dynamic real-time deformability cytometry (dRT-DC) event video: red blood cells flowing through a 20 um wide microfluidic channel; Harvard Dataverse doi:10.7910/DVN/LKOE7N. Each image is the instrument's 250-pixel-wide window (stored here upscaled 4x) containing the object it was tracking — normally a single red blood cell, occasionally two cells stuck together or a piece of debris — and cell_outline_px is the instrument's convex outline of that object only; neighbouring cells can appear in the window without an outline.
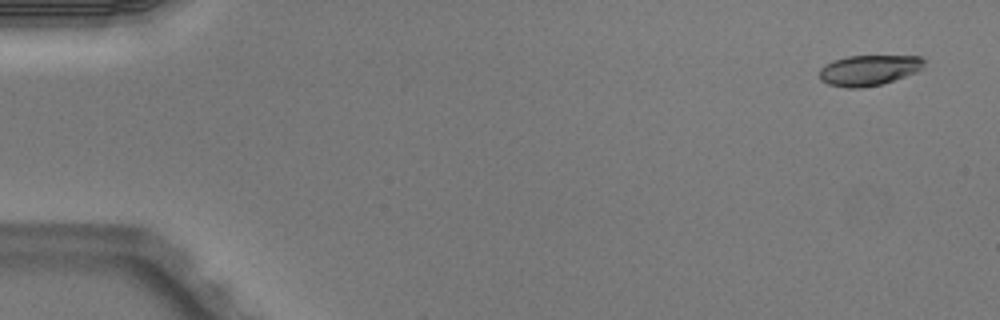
{"species": "Egyptian fruit bat (a non-hibernating species)", "species_latin": "Rousettus aegyptiacus", "temperature_condition": "warm", "stored_images_in_passage": 5, "camera_frame_rate_fps": 3000, "um_per_image_px": 0.085, "animal": {"sex": "male"}, "frame": {"image": 1, "passage_image": 1, "time_ms": 0.0, "image_size_px": [1000, 320], "cell_outline_px": [[924, 68], [916, 72], [880, 84], [860, 88], [848, 88], [828, 84], [820, 80], [820, 68], [824, 64], [832, 60], [848, 56], [920, 56], [924, 60]], "centroid_in_image_um": [73.82, 5.96], "position_along_channel_um": 11.2, "area_um2": 18.55}}
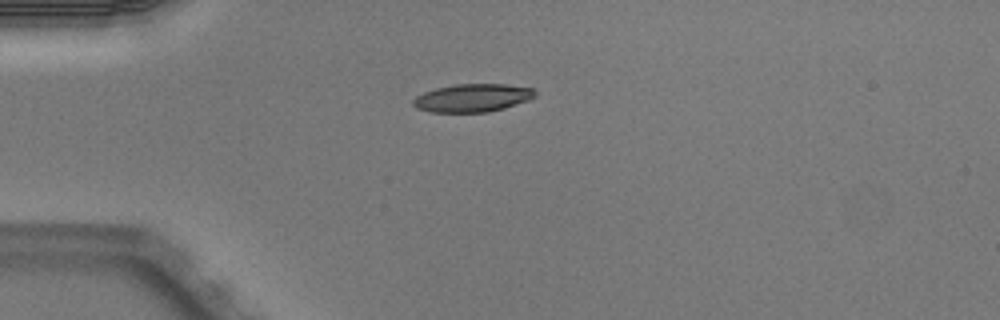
{"frame": {"image": 2, "passage_image": 4, "time_ms": 1.0, "image_size_px": [1000, 320], "cell_outline_px": [[536, 96], [528, 100], [504, 108], [488, 112], [432, 112], [416, 108], [412, 104], [412, 100], [416, 96], [424, 92], [436, 88], [456, 84], [504, 84], [532, 88], [536, 92]], "centroid_in_image_um": [40.15, 8.32], "position_along_channel_um": 44.9, "area_um2": 19.88}}
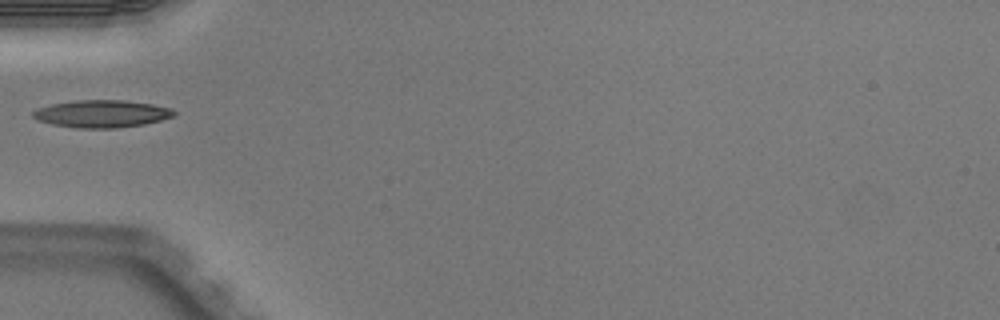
{"frame": {"image": 3, "passage_image": 5, "time_ms": 1.333, "image_size_px": [1000, 320], "cell_outline_px": [[176, 116], [144, 124], [116, 128], [76, 128], [52, 124], [40, 120], [32, 116], [32, 112], [40, 108], [52, 104], [76, 100], [124, 100], [152, 104], [172, 108], [176, 112]], "centroid_in_image_um": [8.7, 9.67], "position_along_channel_um": 76.3, "area_um2": 22.43}}